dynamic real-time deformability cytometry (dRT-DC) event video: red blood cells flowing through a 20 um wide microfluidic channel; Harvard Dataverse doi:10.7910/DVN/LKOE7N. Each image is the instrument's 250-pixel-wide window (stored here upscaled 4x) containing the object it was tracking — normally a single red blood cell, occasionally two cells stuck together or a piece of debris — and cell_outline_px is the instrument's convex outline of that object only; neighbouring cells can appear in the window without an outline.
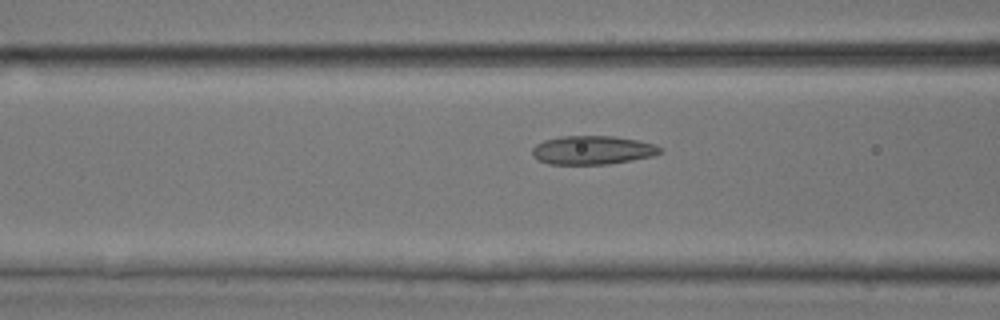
{"species": "common noctule bat (a hibernating species)", "species_latin": "Nyctalus noctula", "temperature_condition": "room temperature", "stored_images_in_passage": 40, "camera_frame_rate_fps": 3000, "um_per_image_px": 0.085, "animal": {"sex": "male", "body_mass_g": 17.9, "forearm_length_mm": 54.2}, "frame": {"image": 1, "passage_image": 19, "time_ms": 6.0, "image_size_px": [1000, 320], "cell_outline_px": [[660, 152], [652, 156], [632, 160], [608, 164], [548, 164], [532, 156], [532, 148], [536, 144], [544, 140], [560, 136], [612, 136], [640, 140], [656, 144], [660, 148]], "centroid_in_image_um": [50.35, 12.75], "position_along_channel_um": 116.3, "area_um2": 21.39}}
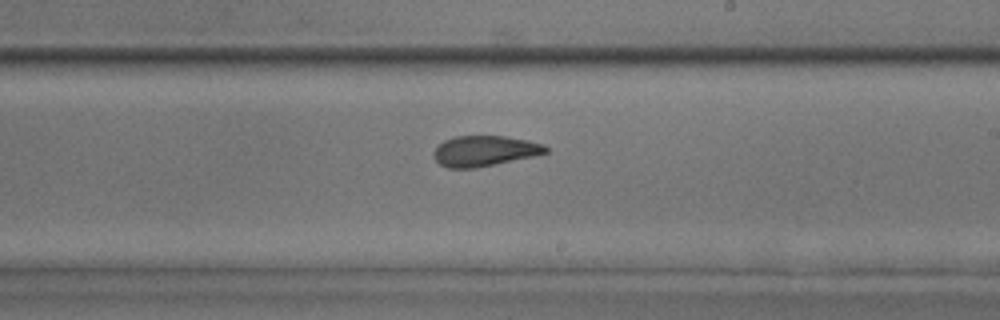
{"frame": {"image": 2, "passage_image": 28, "time_ms": 9.0, "image_size_px": [1000, 320], "cell_outline_px": [[548, 152], [536, 156], [476, 168], [448, 168], [440, 164], [432, 156], [432, 152], [444, 140], [456, 136], [504, 136], [528, 140], [544, 144], [548, 148]], "centroid_in_image_um": [41.2, 12.83], "position_along_channel_um": 247.8, "area_um2": 20.06}}
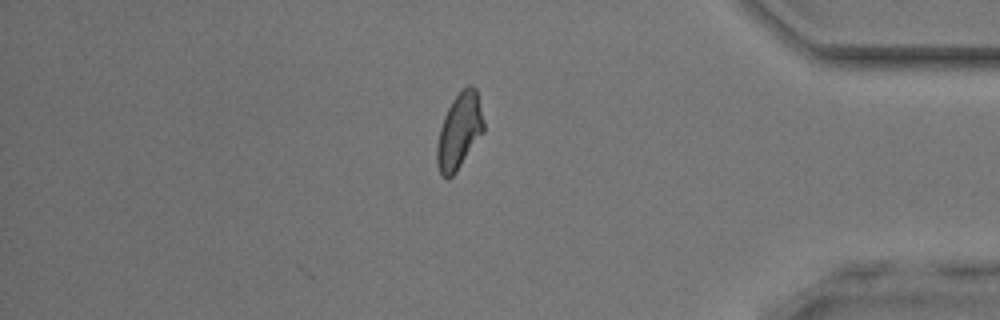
{"frame": {"image": 3, "passage_image": 40, "time_ms": 13.0, "image_size_px": [1000, 320], "cell_outline_px": [[484, 132], [456, 172], [448, 180], [440, 176], [436, 164], [436, 148], [440, 128], [444, 116], [452, 100], [468, 84], [472, 84], [476, 88], [484, 120]], "centroid_in_image_um": [39.03, 11.18], "position_along_channel_um": 396.2, "area_um2": 20.81}}